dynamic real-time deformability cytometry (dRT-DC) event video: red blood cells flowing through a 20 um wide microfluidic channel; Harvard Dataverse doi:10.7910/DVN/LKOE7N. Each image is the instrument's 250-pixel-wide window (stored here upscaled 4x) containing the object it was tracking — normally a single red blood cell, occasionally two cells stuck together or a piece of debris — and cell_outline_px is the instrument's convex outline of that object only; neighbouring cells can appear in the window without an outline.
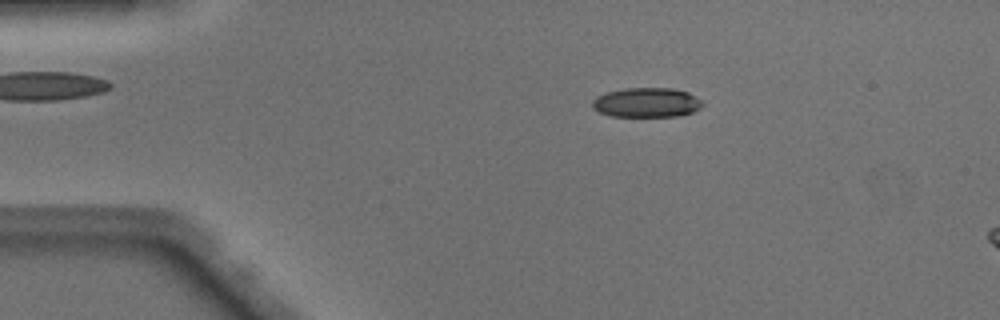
{"species": "Egyptian fruit bat (a non-hibernating species)", "species_latin": "Rousettus aegyptiacus", "temperature_condition": "warm", "stored_images_in_passage": 6, "camera_frame_rate_fps": 3000, "um_per_image_px": 0.085, "animal": {"sex": "male"}, "frame": {"image": 1, "passage_image": 1, "time_ms": 0.0, "image_size_px": [1000, 320], "cell_outline_px": [[704, 104], [700, 108], [692, 112], [680, 116], [612, 116], [600, 112], [592, 108], [592, 100], [596, 96], [608, 92], [624, 88], [672, 88], [688, 92], [700, 100]], "centroid_in_image_um": [54.95, 8.71], "position_along_channel_um": 30.0, "area_um2": 18.96}}